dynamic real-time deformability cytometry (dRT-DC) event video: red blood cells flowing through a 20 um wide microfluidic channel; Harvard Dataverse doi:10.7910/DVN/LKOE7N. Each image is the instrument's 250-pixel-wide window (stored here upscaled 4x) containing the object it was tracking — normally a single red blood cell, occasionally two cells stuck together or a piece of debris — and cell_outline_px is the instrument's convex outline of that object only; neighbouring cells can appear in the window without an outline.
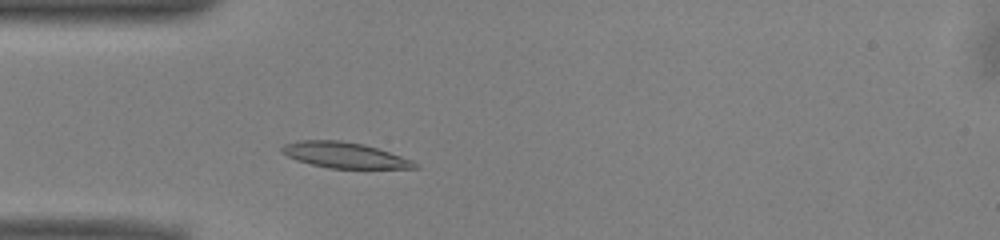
{"species": "common noctule bat (a hibernating species)", "species_latin": "Nyctalus noctula", "temperature_condition": "warm", "stored_images_in_passage": 43, "camera_frame_rate_fps": 3000, "um_per_image_px": 0.085, "animal": {"sex": "male", "body_mass_g": 13.0, "forearm_length_mm": 53.1}, "frame": {"image": 1, "passage_image": 6, "time_ms": 1.667, "image_size_px": [1000, 240], "cell_outline_px": [[420, 168], [328, 168], [296, 160], [280, 152], [280, 148], [284, 144], [296, 140], [340, 140], [364, 144], [412, 160], [420, 164]], "centroid_in_image_um": [29.25, 13.18], "position_along_channel_um": 55.7, "area_um2": 19.88}}
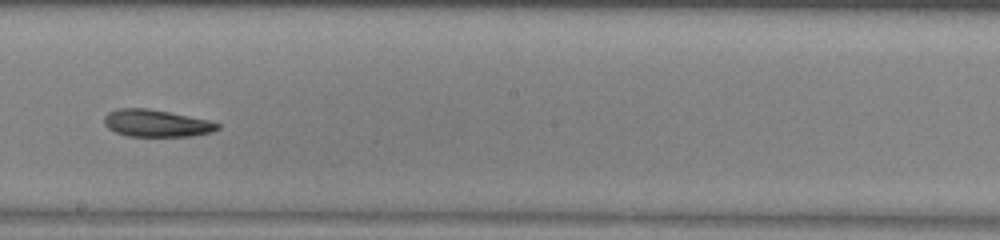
{"frame": {"image": 2, "passage_image": 20, "time_ms": 6.333, "image_size_px": [1000, 240], "cell_outline_px": [[220, 128], [212, 132], [192, 136], [128, 136], [116, 132], [108, 128], [104, 124], [104, 116], [108, 112], [116, 108], [148, 108], [208, 120], [220, 124]], "centroid_in_image_um": [13.27, 10.47], "position_along_channel_um": 234.9, "area_um2": 17.92}}
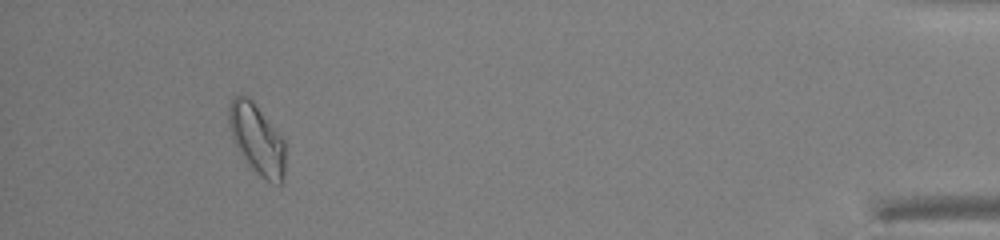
{"frame": {"image": 3, "passage_image": 39, "time_ms": 12.667, "image_size_px": [1000, 240], "cell_outline_px": [[284, 180], [280, 184], [264, 180], [244, 160], [232, 140], [228, 124], [228, 108], [232, 100], [236, 96], [248, 96], [252, 100], [284, 140]], "centroid_in_image_um": [21.81, 11.85], "position_along_channel_um": 413.4, "area_um2": 22.95}, "authors_computed_cell_mechanics": {"area_um2": 19.3052, "velocity_mm_per_s": 3.9425, "shape_relaxation_time_tau1_ms": 5.2658, "shape_relaxation_time_tau2_ms": 4.3679, "deformation_change_tau1": 0.1193, "deformation_change_tau2": 0.1047}}